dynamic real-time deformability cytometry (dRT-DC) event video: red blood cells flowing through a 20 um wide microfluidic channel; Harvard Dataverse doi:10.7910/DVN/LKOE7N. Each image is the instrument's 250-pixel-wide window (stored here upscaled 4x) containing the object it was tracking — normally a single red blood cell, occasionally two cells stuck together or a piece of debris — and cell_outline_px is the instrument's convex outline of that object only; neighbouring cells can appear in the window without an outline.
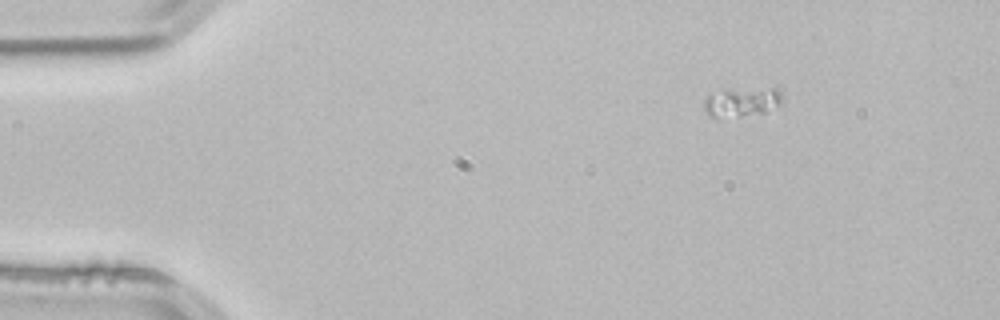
{"species": "common noctule bat (a hibernating species)", "species_latin": "Nyctalus noctula", "temperature_condition": "room temperature", "stored_images_in_passage": 48, "camera_frame_rate_fps": 3000, "um_per_image_px": 0.085, "animal": {"sex": "male", "body_mass_g": 21.5, "forearm_length_mm": 52.0}, "frame": {"image": 1, "passage_image": 1, "time_ms": 0.0, "image_size_px": [1000, 320], "cell_outline_px": [[784, 100], [780, 104], [764, 112], [716, 120], [708, 116], [704, 108], [704, 100], [708, 96], [724, 88], [776, 88], [780, 92]], "centroid_in_image_um": [63.0, 8.67], "position_along_channel_um": 22.0, "area_um2": 13.81}}
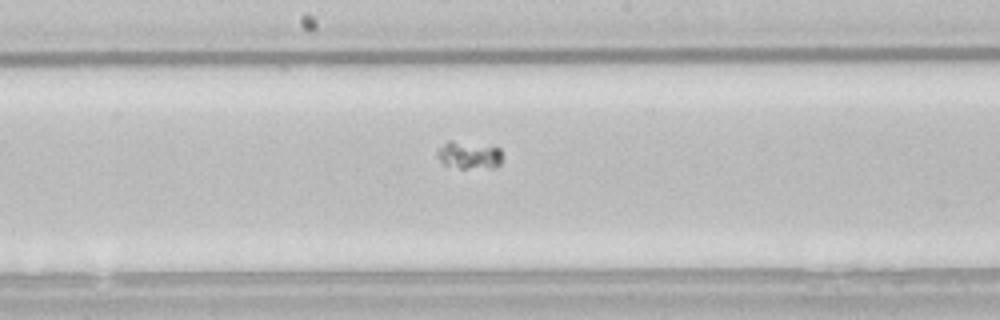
{"frame": {"image": 2, "passage_image": 22, "time_ms": 7.0, "image_size_px": [1000, 320], "cell_outline_px": [[500, 164], [496, 168], [460, 168], [444, 164], [436, 156], [436, 148], [448, 140], [452, 140], [496, 144], [500, 148]], "centroid_in_image_um": [39.87, 13.13], "position_along_channel_um": 208.3, "area_um2": 11.04}}
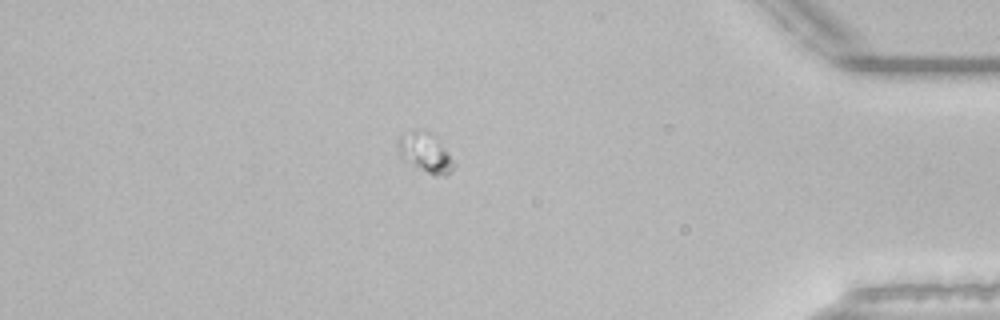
{"frame": {"image": 3, "passage_image": 40, "time_ms": 13.0, "image_size_px": [1000, 320], "cell_outline_px": [[456, 164], [444, 176], [432, 176], [404, 160], [400, 156], [396, 144], [396, 140], [400, 136], [416, 128], [440, 148]], "centroid_in_image_um": [36.02, 13.07], "position_along_channel_um": 399.2, "area_um2": 11.68}}